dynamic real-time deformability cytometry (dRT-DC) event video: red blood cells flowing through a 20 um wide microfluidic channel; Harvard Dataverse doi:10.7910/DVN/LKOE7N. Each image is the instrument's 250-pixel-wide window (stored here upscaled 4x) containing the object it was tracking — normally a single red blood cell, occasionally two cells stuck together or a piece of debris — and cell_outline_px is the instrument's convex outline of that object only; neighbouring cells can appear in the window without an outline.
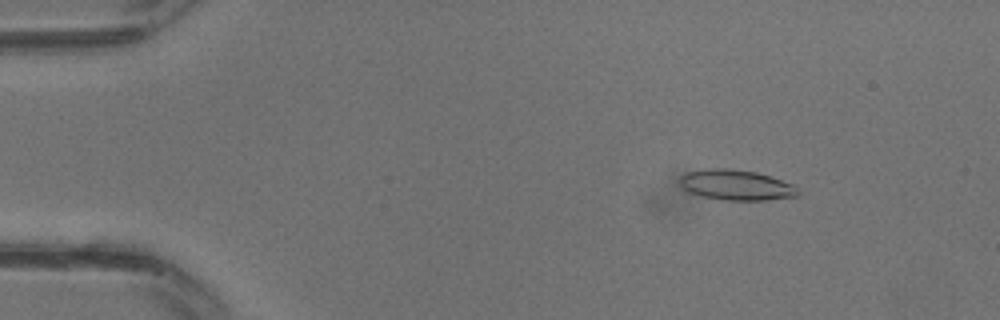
{"species": "common noctule bat (a hibernating species)", "species_latin": "Nyctalus noctula", "temperature_condition": "warm", "stored_images_in_passage": 16, "camera_frame_rate_fps": 3000, "um_per_image_px": 0.085, "animal": {"sex": "male", "body_mass_g": 13.3}, "frame": {"image": 1, "passage_image": 5, "time_ms": 1.333, "image_size_px": [1000, 320], "cell_outline_px": [[800, 192], [796, 196], [764, 200], [724, 200], [704, 196], [688, 192], [680, 184], [680, 176], [688, 172], [708, 168], [728, 168], [756, 172], [792, 184]], "centroid_in_image_um": [62.55, 15.72], "position_along_channel_um": 22.5, "area_um2": 20.63}}
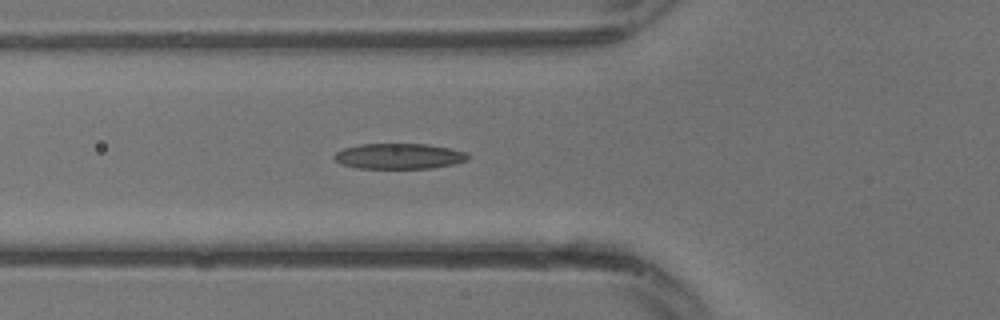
{"frame": {"image": 2, "passage_image": 12, "time_ms": 3.667, "image_size_px": [1000, 320], "cell_outline_px": [[468, 160], [452, 164], [428, 168], [356, 168], [340, 164], [332, 156], [336, 152], [344, 148], [360, 144], [428, 144], [468, 152]], "centroid_in_image_um": [33.89, 13.27], "position_along_channel_um": 91.9, "area_um2": 19.83}}
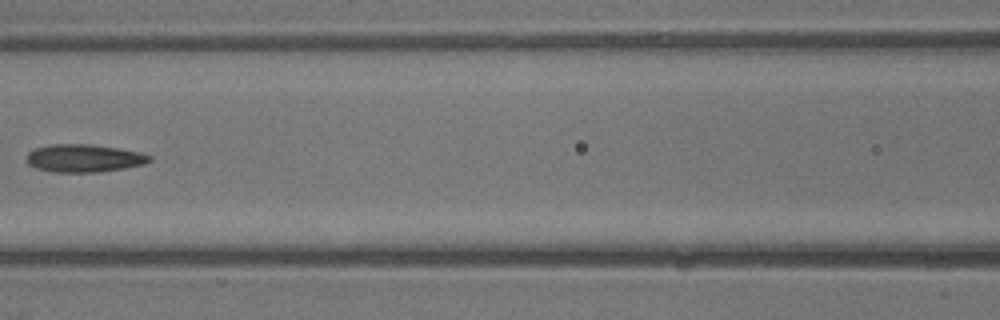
{"frame": {"image": 3, "passage_image": 15, "time_ms": 4.667, "image_size_px": [1000, 320], "cell_outline_px": [[152, 160], [144, 164], [124, 168], [100, 172], [56, 172], [36, 168], [28, 164], [28, 152], [36, 148], [52, 144], [92, 144], [140, 152], [152, 156]], "centroid_in_image_um": [7.17, 13.45], "position_along_channel_um": 159.4, "area_um2": 19.83}}